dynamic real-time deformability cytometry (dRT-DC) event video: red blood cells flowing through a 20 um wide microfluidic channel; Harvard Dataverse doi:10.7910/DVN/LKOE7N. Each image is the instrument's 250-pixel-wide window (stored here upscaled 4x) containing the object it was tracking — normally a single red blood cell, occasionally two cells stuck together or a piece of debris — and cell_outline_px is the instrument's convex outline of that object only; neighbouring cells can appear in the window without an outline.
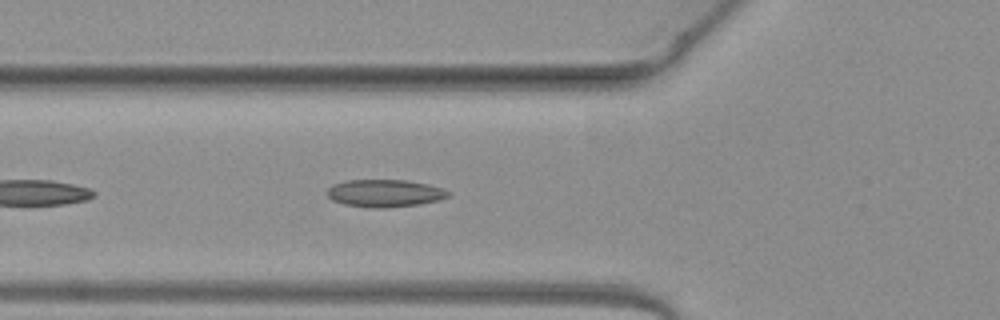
{"species": "common noctule bat (a hibernating species)", "species_latin": "Nyctalus noctula", "temperature_condition": "warm", "stored_images_in_passage": 11, "camera_frame_rate_fps": 3000, "um_per_image_px": 0.085, "animal": {"sex": "female", "body_mass_g": 19.3, "forearm_length_mm": 54.1}, "frame": {"image": 1, "passage_image": 5, "time_ms": 1.333, "image_size_px": [1000, 320], "cell_outline_px": [[448, 196], [436, 200], [420, 204], [384, 208], [376, 208], [344, 204], [332, 200], [328, 196], [328, 188], [332, 184], [348, 180], [408, 180], [428, 184], [444, 188], [448, 192]], "centroid_in_image_um": [32.69, 16.41], "position_along_channel_um": 93.1, "area_um2": 19.25}}
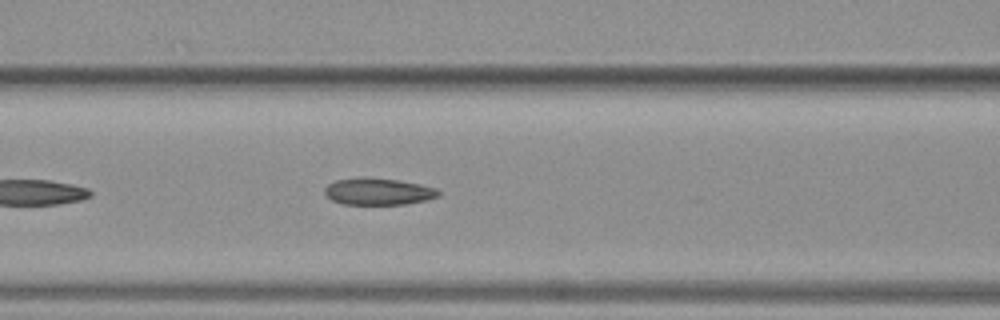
{"frame": {"image": 2, "passage_image": 8, "time_ms": 2.333, "image_size_px": [1000, 320], "cell_outline_px": [[440, 196], [428, 200], [404, 204], [340, 204], [332, 200], [324, 192], [324, 188], [328, 184], [336, 180], [400, 180], [420, 184], [436, 188], [440, 192]], "centroid_in_image_um": [32.21, 16.32], "position_along_channel_um": 134.4, "area_um2": 17.11}}